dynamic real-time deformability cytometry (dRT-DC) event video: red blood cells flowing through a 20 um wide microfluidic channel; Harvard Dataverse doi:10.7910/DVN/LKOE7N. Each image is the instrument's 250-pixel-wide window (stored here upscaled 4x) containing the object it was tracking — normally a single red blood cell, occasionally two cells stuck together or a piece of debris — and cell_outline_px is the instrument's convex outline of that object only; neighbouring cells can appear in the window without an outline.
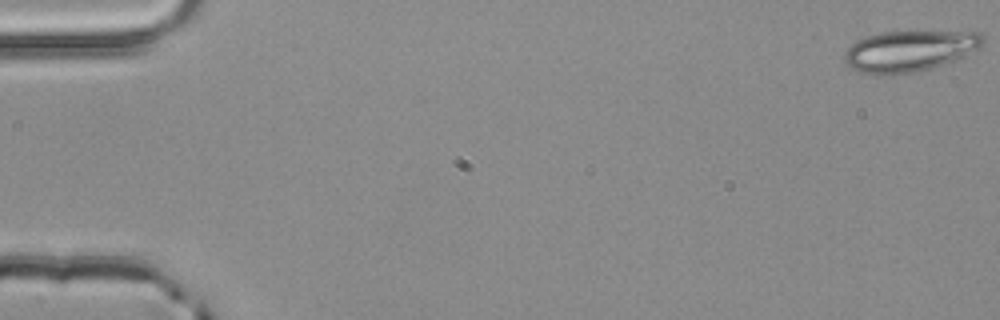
{"species": "common noctule bat (a hibernating species)", "species_latin": "Nyctalus noctula", "temperature_condition": "room temperature", "stored_images_in_passage": 5, "camera_frame_rate_fps": 3000, "um_per_image_px": 0.085, "animal": {"sex": "male", "body_mass_g": 20.4}, "frame": {"image": 1, "passage_image": 1, "time_ms": 0.0, "image_size_px": [1000, 320], "cell_outline_px": [[984, 44], [980, 48], [964, 56], [944, 64], [916, 72], [860, 72], [852, 68], [844, 60], [844, 56], [848, 48], [856, 40], [880, 32], [916, 28], [980, 32], [984, 36]], "centroid_in_image_um": [77.42, 4.22], "position_along_channel_um": 7.6, "area_um2": 33.7}}
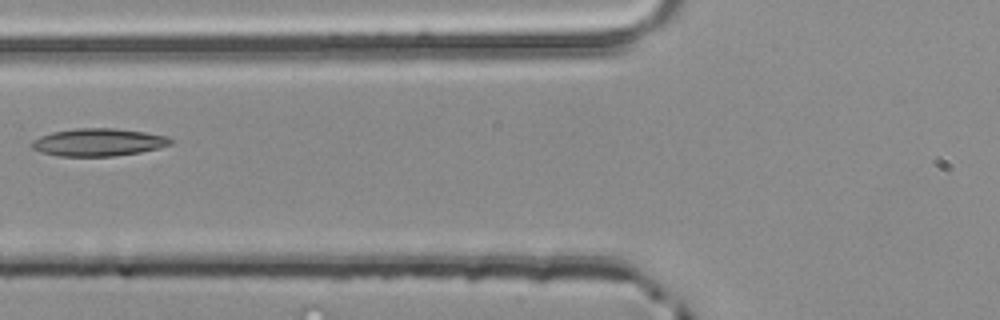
{"frame": {"image": 2, "passage_image": 5, "time_ms": 1.333, "image_size_px": [1000, 320], "cell_outline_px": [[176, 140], [172, 144], [160, 148], [140, 152], [112, 156], [60, 156], [40, 152], [32, 148], [32, 140], [40, 136], [52, 132], [76, 128], [112, 128], [144, 132], [164, 136]], "centroid_in_image_um": [8.37, 12.09], "position_along_channel_um": 117.4, "area_um2": 22.31}}